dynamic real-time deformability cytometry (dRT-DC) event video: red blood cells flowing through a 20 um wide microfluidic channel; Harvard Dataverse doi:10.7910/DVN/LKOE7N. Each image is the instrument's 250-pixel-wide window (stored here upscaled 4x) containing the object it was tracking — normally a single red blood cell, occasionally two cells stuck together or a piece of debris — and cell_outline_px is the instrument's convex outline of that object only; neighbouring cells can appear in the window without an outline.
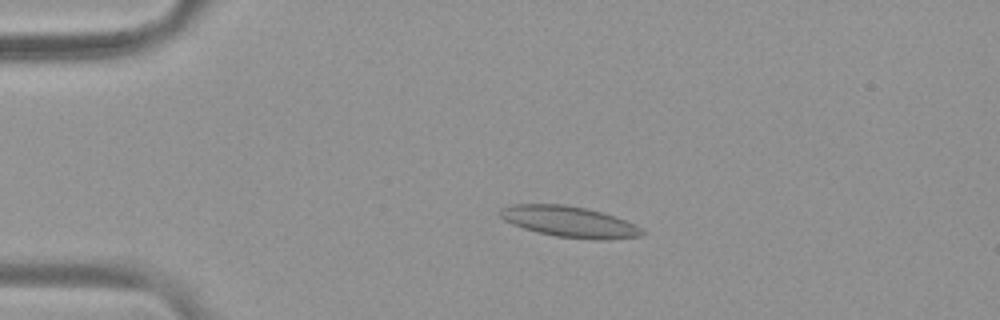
{"species": "common noctule bat (a hibernating species)", "species_latin": "Nyctalus noctula", "temperature_condition": "warm", "stored_images_in_passage": 54, "camera_frame_rate_fps": 3000, "um_per_image_px": 0.085, "animal": {"sex": "female", "body_mass_g": 19.9}, "frame": {"image": 1, "passage_image": 11, "time_ms": 3.333, "image_size_px": [1000, 320], "cell_outline_px": [[644, 232], [640, 236], [608, 240], [596, 240], [556, 236], [524, 228], [512, 224], [504, 220], [500, 216], [500, 208], [512, 204], [564, 204], [584, 208], [616, 216], [636, 224]], "centroid_in_image_um": [48.41, 18.84], "position_along_channel_um": 36.6, "area_um2": 25.49}}
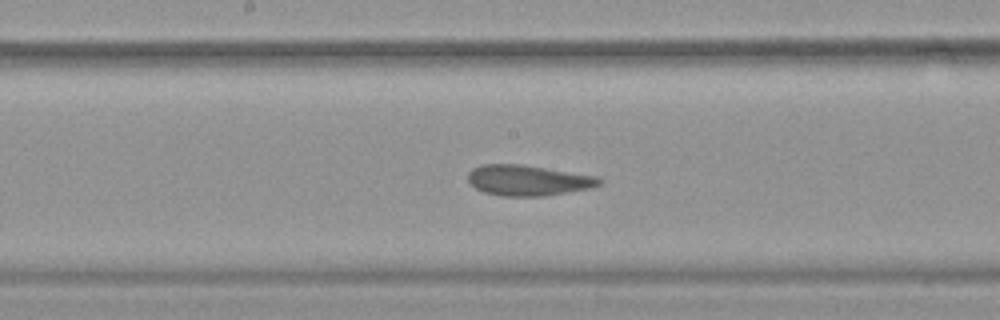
{"frame": {"image": 2, "passage_image": 28, "time_ms": 9.0, "image_size_px": [1000, 320], "cell_outline_px": [[604, 180], [600, 184], [592, 188], [544, 196], [500, 196], [484, 192], [476, 188], [468, 180], [468, 172], [472, 168], [480, 164], [524, 164], [600, 176]], "centroid_in_image_um": [44.93, 15.31], "position_along_channel_um": 203.3, "area_um2": 23.81}}
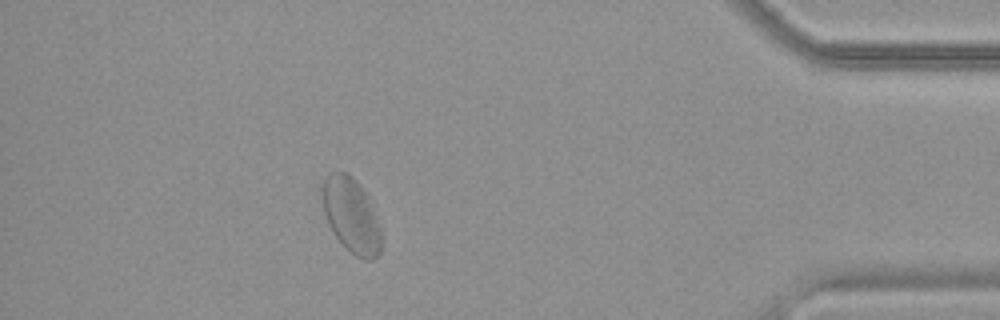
{"frame": {"image": 3, "passage_image": 48, "time_ms": 15.667, "image_size_px": [1000, 320], "cell_outline_px": [[380, 252], [372, 260], [368, 260], [356, 256], [336, 236], [328, 224], [324, 212], [320, 188], [328, 172], [336, 168], [348, 172], [364, 188], [372, 204], [380, 228]], "centroid_in_image_um": [29.82, 18.19], "position_along_channel_um": 405.4, "area_um2": 26.01}, "authors_computed_cell_mechanics": {"area_um2": 24.4494, "velocity_mm_per_s": 3.6793, "shape_relaxation_time_tau1_ms": null, "shape_relaxation_time_tau2_ms": 1.5034, "deformation_change_tau1": null, "deformation_change_tau2": 0.0728}}